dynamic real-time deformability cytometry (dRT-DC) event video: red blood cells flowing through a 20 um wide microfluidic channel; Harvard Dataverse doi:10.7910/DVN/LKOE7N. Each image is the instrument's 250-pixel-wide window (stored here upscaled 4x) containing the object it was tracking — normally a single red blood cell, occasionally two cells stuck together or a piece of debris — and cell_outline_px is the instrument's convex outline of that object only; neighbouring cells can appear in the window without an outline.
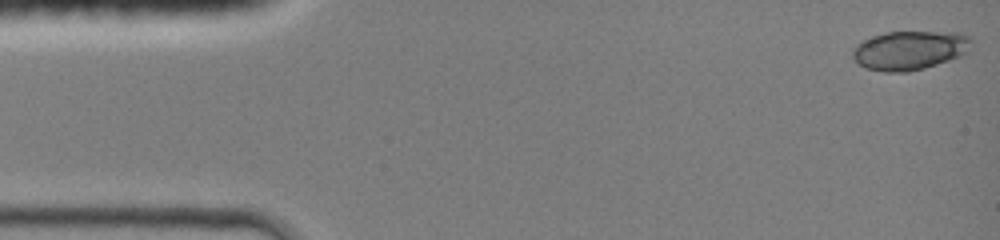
{"species": "common noctule bat (a hibernating species)", "species_latin": "Nyctalus noctula", "temperature_condition": "room temperature", "stored_images_in_passage": 44, "camera_frame_rate_fps": 3000, "um_per_image_px": 0.085, "animal": {"sex": "female", "body_mass_g": 19.0, "forearm_length_mm": 51.5}, "frame": {"image": 1, "passage_image": 1, "time_ms": 0.0, "image_size_px": [1000, 240], "cell_outline_px": [[972, 40], [968, 52], [948, 60], [924, 68], [908, 72], [884, 72], [868, 68], [860, 64], [852, 56], [852, 52], [856, 44], [872, 36], [888, 32], [960, 32], [972, 36]], "centroid_in_image_um": [77.35, 4.26], "position_along_channel_um": 7.7, "area_um2": 26.93}}
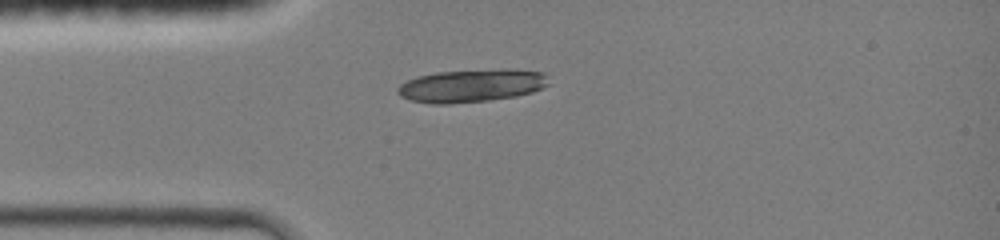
{"frame": {"image": 2, "passage_image": 11, "time_ms": 3.333, "image_size_px": [1000, 240], "cell_outline_px": [[548, 84], [532, 92], [516, 96], [488, 100], [448, 104], [432, 104], [412, 100], [400, 96], [396, 92], [396, 88], [400, 84], [416, 76], [436, 72], [504, 68], [516, 68], [544, 72]], "centroid_in_image_um": [40.06, 7.26], "position_along_channel_um": 44.9, "area_um2": 29.19}}
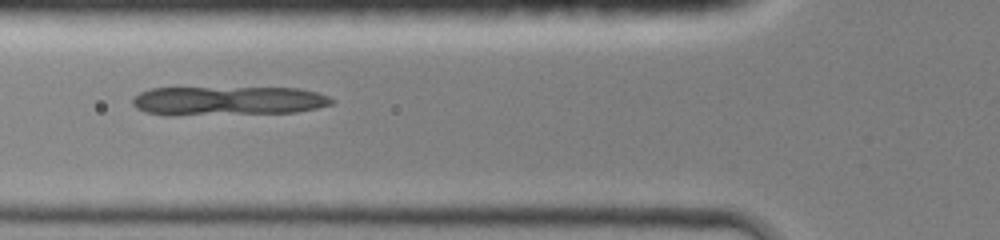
{"frame": {"image": 3, "passage_image": 16, "time_ms": 5.0, "image_size_px": [1000, 240], "cell_outline_px": [[336, 100], [332, 104], [316, 108], [296, 112], [172, 116], [168, 116], [144, 112], [136, 108], [132, 104], [132, 100], [140, 92], [152, 88], [300, 88], [316, 92], [328, 96]], "centroid_in_image_um": [19.35, 8.58], "position_along_channel_um": 106.4, "area_um2": 34.1}}